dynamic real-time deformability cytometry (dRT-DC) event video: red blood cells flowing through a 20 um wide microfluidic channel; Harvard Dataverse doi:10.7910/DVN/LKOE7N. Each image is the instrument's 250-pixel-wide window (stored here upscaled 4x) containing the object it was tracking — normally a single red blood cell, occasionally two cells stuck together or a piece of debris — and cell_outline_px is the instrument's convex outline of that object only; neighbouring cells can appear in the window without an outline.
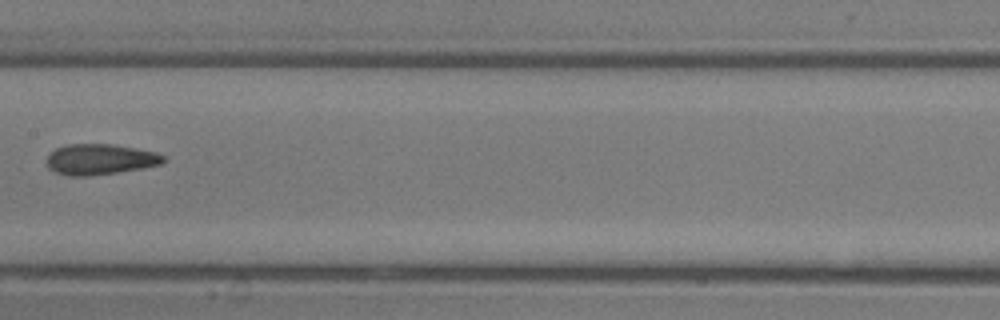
{"species": "common noctule bat (a hibernating species)", "species_latin": "Nyctalus noctula", "temperature_condition": "room temperature", "stored_images_in_passage": 15, "camera_frame_rate_fps": 3000, "um_per_image_px": 0.085, "animal": {"sex": "male", "body_mass_g": 13.3}, "frame": {"image": 1, "passage_image": 8, "time_ms": 2.333, "image_size_px": [1000, 320], "cell_outline_px": [[164, 160], [160, 164], [144, 168], [88, 176], [68, 176], [56, 172], [48, 168], [48, 156], [56, 148], [68, 144], [112, 144], [156, 152], [164, 156]], "centroid_in_image_um": [8.5, 13.54], "position_along_channel_um": 198.9, "area_um2": 20.63}}
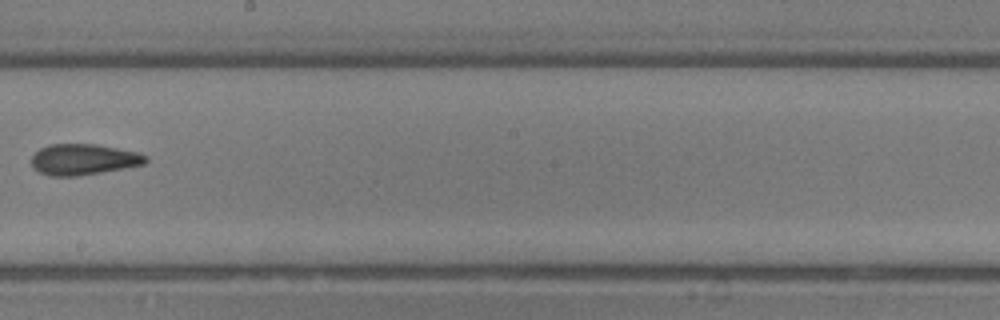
{"frame": {"image": 2, "passage_image": 10, "time_ms": 3.0, "image_size_px": [1000, 320], "cell_outline_px": [[148, 160], [144, 164], [124, 168], [76, 176], [48, 176], [32, 168], [32, 156], [40, 148], [48, 144], [96, 144], [140, 152], [148, 156]], "centroid_in_image_um": [7.1, 13.54], "position_along_channel_um": 241.1, "area_um2": 20.69}}
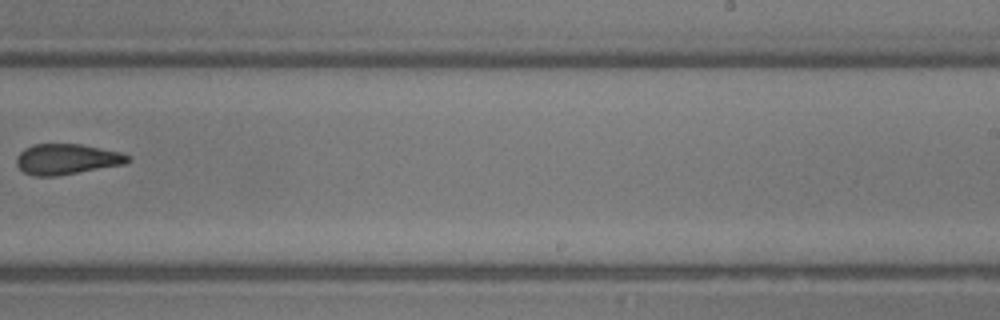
{"frame": {"image": 3, "passage_image": 12, "time_ms": 3.667, "image_size_px": [1000, 320], "cell_outline_px": [[132, 160], [124, 164], [56, 176], [32, 176], [24, 172], [16, 164], [16, 156], [24, 148], [32, 144], [80, 144], [120, 152], [132, 156]], "centroid_in_image_um": [5.67, 13.52], "position_along_channel_um": 283.3, "area_um2": 19.88}}